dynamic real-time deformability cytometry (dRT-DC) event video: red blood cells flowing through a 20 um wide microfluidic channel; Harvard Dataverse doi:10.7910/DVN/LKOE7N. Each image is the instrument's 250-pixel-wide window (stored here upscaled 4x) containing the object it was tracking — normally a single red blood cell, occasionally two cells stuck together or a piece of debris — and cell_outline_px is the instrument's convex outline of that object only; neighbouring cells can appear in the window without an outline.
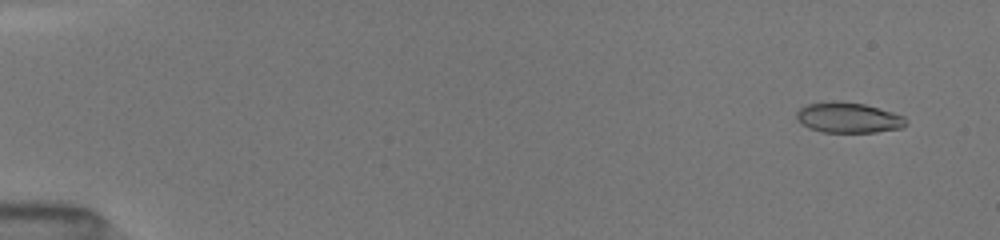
{"species": "common noctule bat (a hibernating species)", "species_latin": "Nyctalus noctula", "temperature_condition": "room temperature", "stored_images_in_passage": 38, "camera_frame_rate_fps": 3000, "um_per_image_px": 0.085, "animal": {"sex": "female", "body_mass_g": 19.5, "forearm_length_mm": 54.1}, "frame": {"image": 1, "passage_image": 4, "time_ms": 1.0, "image_size_px": [1000, 240], "cell_outline_px": [[908, 124], [904, 128], [876, 132], [820, 132], [808, 128], [796, 120], [796, 112], [800, 108], [808, 104], [832, 100], [836, 100], [864, 104], [892, 112], [904, 116], [908, 120]], "centroid_in_image_um": [72.12, 10.0], "position_along_channel_um": 12.9, "area_um2": 19.71}}
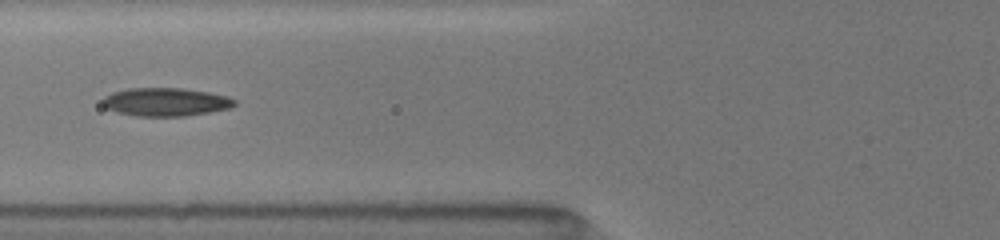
{"frame": {"image": 2, "passage_image": 21, "time_ms": 7.0, "image_size_px": [1000, 240], "cell_outline_px": [[236, 104], [232, 108], [184, 116], [136, 116], [116, 112], [108, 108], [104, 104], [104, 96], [112, 92], [128, 88], [184, 88], [208, 92], [228, 96], [236, 100]], "centroid_in_image_um": [14.12, 8.66], "position_along_channel_um": 111.7, "area_um2": 21.73}}
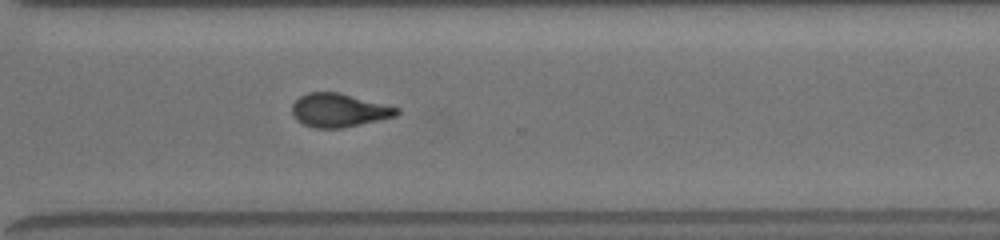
{"frame": {"image": 3, "passage_image": 38, "time_ms": 12.667, "image_size_px": [1000, 240], "cell_outline_px": [[400, 112], [396, 116], [344, 128], [316, 128], [304, 124], [296, 120], [292, 116], [292, 104], [300, 96], [308, 92], [340, 92], [400, 108]], "centroid_in_image_um": [28.81, 9.37], "position_along_channel_um": 341.8, "area_um2": 20.58}}